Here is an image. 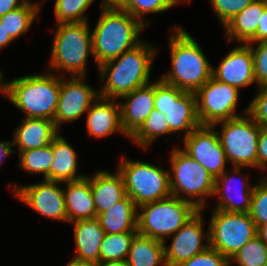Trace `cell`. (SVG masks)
<instances>
[{"instance_id":"1","label":"cell","mask_w":267,"mask_h":266,"mask_svg":"<svg viewBox=\"0 0 267 266\" xmlns=\"http://www.w3.org/2000/svg\"><path fill=\"white\" fill-rule=\"evenodd\" d=\"M156 51L153 47H149V45L141 41L119 57L98 66L101 81L109 73L101 92H98L99 96L111 100L150 84L151 64ZM116 60L117 62H115Z\"/></svg>"},{"instance_id":"2","label":"cell","mask_w":267,"mask_h":266,"mask_svg":"<svg viewBox=\"0 0 267 266\" xmlns=\"http://www.w3.org/2000/svg\"><path fill=\"white\" fill-rule=\"evenodd\" d=\"M92 34V51L100 66L134 48L141 41L138 33L145 25L119 7H102Z\"/></svg>"},{"instance_id":"3","label":"cell","mask_w":267,"mask_h":266,"mask_svg":"<svg viewBox=\"0 0 267 266\" xmlns=\"http://www.w3.org/2000/svg\"><path fill=\"white\" fill-rule=\"evenodd\" d=\"M170 53L172 71L161 78L166 83L195 93L212 77L213 67L202 49L181 27L170 37Z\"/></svg>"},{"instance_id":"4","label":"cell","mask_w":267,"mask_h":266,"mask_svg":"<svg viewBox=\"0 0 267 266\" xmlns=\"http://www.w3.org/2000/svg\"><path fill=\"white\" fill-rule=\"evenodd\" d=\"M61 87L53 73L27 75L5 82L4 94L25 112L26 118H42L54 121Z\"/></svg>"},{"instance_id":"5","label":"cell","mask_w":267,"mask_h":266,"mask_svg":"<svg viewBox=\"0 0 267 266\" xmlns=\"http://www.w3.org/2000/svg\"><path fill=\"white\" fill-rule=\"evenodd\" d=\"M194 201L170 195L139 206L142 211L137 213L138 234L165 243V236L178 232L199 211Z\"/></svg>"},{"instance_id":"6","label":"cell","mask_w":267,"mask_h":266,"mask_svg":"<svg viewBox=\"0 0 267 266\" xmlns=\"http://www.w3.org/2000/svg\"><path fill=\"white\" fill-rule=\"evenodd\" d=\"M57 26L50 68L84 77L88 53L93 54L92 34L87 21L59 23Z\"/></svg>"},{"instance_id":"7","label":"cell","mask_w":267,"mask_h":266,"mask_svg":"<svg viewBox=\"0 0 267 266\" xmlns=\"http://www.w3.org/2000/svg\"><path fill=\"white\" fill-rule=\"evenodd\" d=\"M118 172L123 177L126 195L137 207L172 195L170 172L160 167L122 159Z\"/></svg>"},{"instance_id":"8","label":"cell","mask_w":267,"mask_h":266,"mask_svg":"<svg viewBox=\"0 0 267 266\" xmlns=\"http://www.w3.org/2000/svg\"><path fill=\"white\" fill-rule=\"evenodd\" d=\"M222 121L217 132L220 144L238 174L240 166L258 168V140L260 126L248 115Z\"/></svg>"},{"instance_id":"9","label":"cell","mask_w":267,"mask_h":266,"mask_svg":"<svg viewBox=\"0 0 267 266\" xmlns=\"http://www.w3.org/2000/svg\"><path fill=\"white\" fill-rule=\"evenodd\" d=\"M170 159L173 171L171 173L174 175L169 176L172 195L181 198L179 194L183 192L192 200L197 197L199 200L194 201V205L203 211L206 199L204 196L214 195L215 179L180 148L171 152Z\"/></svg>"},{"instance_id":"10","label":"cell","mask_w":267,"mask_h":266,"mask_svg":"<svg viewBox=\"0 0 267 266\" xmlns=\"http://www.w3.org/2000/svg\"><path fill=\"white\" fill-rule=\"evenodd\" d=\"M154 109L165 114L171 132L185 130V137L201 126L194 92L184 91L162 79L154 82Z\"/></svg>"},{"instance_id":"11","label":"cell","mask_w":267,"mask_h":266,"mask_svg":"<svg viewBox=\"0 0 267 266\" xmlns=\"http://www.w3.org/2000/svg\"><path fill=\"white\" fill-rule=\"evenodd\" d=\"M209 246L230 260L257 235V226L249 213L214 210L209 227Z\"/></svg>"},{"instance_id":"12","label":"cell","mask_w":267,"mask_h":266,"mask_svg":"<svg viewBox=\"0 0 267 266\" xmlns=\"http://www.w3.org/2000/svg\"><path fill=\"white\" fill-rule=\"evenodd\" d=\"M239 89L213 76L195 92L197 116L201 126H213L239 117L234 114Z\"/></svg>"},{"instance_id":"13","label":"cell","mask_w":267,"mask_h":266,"mask_svg":"<svg viewBox=\"0 0 267 266\" xmlns=\"http://www.w3.org/2000/svg\"><path fill=\"white\" fill-rule=\"evenodd\" d=\"M182 149L216 179L225 172L226 155L213 126H200L184 137Z\"/></svg>"},{"instance_id":"14","label":"cell","mask_w":267,"mask_h":266,"mask_svg":"<svg viewBox=\"0 0 267 266\" xmlns=\"http://www.w3.org/2000/svg\"><path fill=\"white\" fill-rule=\"evenodd\" d=\"M44 182L13 189L15 194L32 209L40 214L68 222L65 208V196L59 188L60 182L43 180Z\"/></svg>"},{"instance_id":"15","label":"cell","mask_w":267,"mask_h":266,"mask_svg":"<svg viewBox=\"0 0 267 266\" xmlns=\"http://www.w3.org/2000/svg\"><path fill=\"white\" fill-rule=\"evenodd\" d=\"M82 76H73L69 81H62L58 103L54 116L57 129L62 122H72L88 111L91 104L99 97L96 91L87 86Z\"/></svg>"},{"instance_id":"16","label":"cell","mask_w":267,"mask_h":266,"mask_svg":"<svg viewBox=\"0 0 267 266\" xmlns=\"http://www.w3.org/2000/svg\"><path fill=\"white\" fill-rule=\"evenodd\" d=\"M200 213L201 210L174 234L170 246L164 245L166 266H178L209 247V235L203 236V217ZM204 237H207L205 246L202 244Z\"/></svg>"},{"instance_id":"17","label":"cell","mask_w":267,"mask_h":266,"mask_svg":"<svg viewBox=\"0 0 267 266\" xmlns=\"http://www.w3.org/2000/svg\"><path fill=\"white\" fill-rule=\"evenodd\" d=\"M212 76L223 83L239 89L255 81L251 43L233 48L223 59L217 69L212 70Z\"/></svg>"},{"instance_id":"18","label":"cell","mask_w":267,"mask_h":266,"mask_svg":"<svg viewBox=\"0 0 267 266\" xmlns=\"http://www.w3.org/2000/svg\"><path fill=\"white\" fill-rule=\"evenodd\" d=\"M121 98L128 99L120 104V115L124 134L130 138L154 109V83L137 88Z\"/></svg>"},{"instance_id":"19","label":"cell","mask_w":267,"mask_h":266,"mask_svg":"<svg viewBox=\"0 0 267 266\" xmlns=\"http://www.w3.org/2000/svg\"><path fill=\"white\" fill-rule=\"evenodd\" d=\"M73 223L78 253L72 260L87 264L98 263L100 261V245L105 235L99 220L94 218L78 220Z\"/></svg>"},{"instance_id":"20","label":"cell","mask_w":267,"mask_h":266,"mask_svg":"<svg viewBox=\"0 0 267 266\" xmlns=\"http://www.w3.org/2000/svg\"><path fill=\"white\" fill-rule=\"evenodd\" d=\"M99 96L90 106L87 113V130L94 137H105L120 131L121 127L120 104L114 100Z\"/></svg>"},{"instance_id":"21","label":"cell","mask_w":267,"mask_h":266,"mask_svg":"<svg viewBox=\"0 0 267 266\" xmlns=\"http://www.w3.org/2000/svg\"><path fill=\"white\" fill-rule=\"evenodd\" d=\"M12 145L18 152L45 147L58 135L54 121L42 118H26L14 133Z\"/></svg>"},{"instance_id":"22","label":"cell","mask_w":267,"mask_h":266,"mask_svg":"<svg viewBox=\"0 0 267 266\" xmlns=\"http://www.w3.org/2000/svg\"><path fill=\"white\" fill-rule=\"evenodd\" d=\"M65 196V208L68 221L96 218L90 178L87 176L67 182V188L63 190Z\"/></svg>"},{"instance_id":"23","label":"cell","mask_w":267,"mask_h":266,"mask_svg":"<svg viewBox=\"0 0 267 266\" xmlns=\"http://www.w3.org/2000/svg\"><path fill=\"white\" fill-rule=\"evenodd\" d=\"M90 184L96 218L126 196L124 180L118 170L116 175L108 171L96 172L93 178H90Z\"/></svg>"},{"instance_id":"24","label":"cell","mask_w":267,"mask_h":266,"mask_svg":"<svg viewBox=\"0 0 267 266\" xmlns=\"http://www.w3.org/2000/svg\"><path fill=\"white\" fill-rule=\"evenodd\" d=\"M137 206L126 195L109 210L97 216L105 234L137 232Z\"/></svg>"},{"instance_id":"25","label":"cell","mask_w":267,"mask_h":266,"mask_svg":"<svg viewBox=\"0 0 267 266\" xmlns=\"http://www.w3.org/2000/svg\"><path fill=\"white\" fill-rule=\"evenodd\" d=\"M267 6L260 0H254L243 11L238 13L224 27L228 40L236 38L240 43H255L258 24Z\"/></svg>"},{"instance_id":"26","label":"cell","mask_w":267,"mask_h":266,"mask_svg":"<svg viewBox=\"0 0 267 266\" xmlns=\"http://www.w3.org/2000/svg\"><path fill=\"white\" fill-rule=\"evenodd\" d=\"M53 162L51 164V181L70 182L82 179L86 176L76 175L77 172V156L71 145L59 136V134L51 142Z\"/></svg>"},{"instance_id":"27","label":"cell","mask_w":267,"mask_h":266,"mask_svg":"<svg viewBox=\"0 0 267 266\" xmlns=\"http://www.w3.org/2000/svg\"><path fill=\"white\" fill-rule=\"evenodd\" d=\"M126 261L129 266H166L164 242L137 233Z\"/></svg>"},{"instance_id":"28","label":"cell","mask_w":267,"mask_h":266,"mask_svg":"<svg viewBox=\"0 0 267 266\" xmlns=\"http://www.w3.org/2000/svg\"><path fill=\"white\" fill-rule=\"evenodd\" d=\"M226 172L227 171H225L223 174H221L219 177L215 179L214 195L220 194L219 195L220 202L218 203L215 209L229 213H249L254 186L251 187L250 185L246 184V182L243 183V185L240 188V192H238V196L240 197V199H242V201H240L238 197L232 198V196H230L231 191H229L230 189H232L231 188L232 186H230V184L227 185V183L232 182L233 178L231 179L230 178L231 176L226 175ZM221 182L222 184H220ZM235 192L237 194V191Z\"/></svg>"},{"instance_id":"29","label":"cell","mask_w":267,"mask_h":266,"mask_svg":"<svg viewBox=\"0 0 267 266\" xmlns=\"http://www.w3.org/2000/svg\"><path fill=\"white\" fill-rule=\"evenodd\" d=\"M39 9L38 4L27 1L19 8L0 16V24L12 39H16L30 28Z\"/></svg>"},{"instance_id":"30","label":"cell","mask_w":267,"mask_h":266,"mask_svg":"<svg viewBox=\"0 0 267 266\" xmlns=\"http://www.w3.org/2000/svg\"><path fill=\"white\" fill-rule=\"evenodd\" d=\"M137 233L105 234L100 245V261H126L131 242Z\"/></svg>"},{"instance_id":"31","label":"cell","mask_w":267,"mask_h":266,"mask_svg":"<svg viewBox=\"0 0 267 266\" xmlns=\"http://www.w3.org/2000/svg\"><path fill=\"white\" fill-rule=\"evenodd\" d=\"M172 133L165 114L153 109L141 127L130 137L139 146L146 149L158 136Z\"/></svg>"},{"instance_id":"32","label":"cell","mask_w":267,"mask_h":266,"mask_svg":"<svg viewBox=\"0 0 267 266\" xmlns=\"http://www.w3.org/2000/svg\"><path fill=\"white\" fill-rule=\"evenodd\" d=\"M19 165L30 173H43L44 179L51 181V164L53 160L51 143L45 147L20 152Z\"/></svg>"},{"instance_id":"33","label":"cell","mask_w":267,"mask_h":266,"mask_svg":"<svg viewBox=\"0 0 267 266\" xmlns=\"http://www.w3.org/2000/svg\"><path fill=\"white\" fill-rule=\"evenodd\" d=\"M239 266H263L267 264V245L256 235L247 242L230 260Z\"/></svg>"},{"instance_id":"34","label":"cell","mask_w":267,"mask_h":266,"mask_svg":"<svg viewBox=\"0 0 267 266\" xmlns=\"http://www.w3.org/2000/svg\"><path fill=\"white\" fill-rule=\"evenodd\" d=\"M180 0H125L119 7L120 9L127 11L131 16L141 21L145 26L147 22H143L141 16L145 13H159L167 11L173 7Z\"/></svg>"},{"instance_id":"35","label":"cell","mask_w":267,"mask_h":266,"mask_svg":"<svg viewBox=\"0 0 267 266\" xmlns=\"http://www.w3.org/2000/svg\"><path fill=\"white\" fill-rule=\"evenodd\" d=\"M94 0H56L55 16L59 23L87 21L83 15Z\"/></svg>"},{"instance_id":"36","label":"cell","mask_w":267,"mask_h":266,"mask_svg":"<svg viewBox=\"0 0 267 266\" xmlns=\"http://www.w3.org/2000/svg\"><path fill=\"white\" fill-rule=\"evenodd\" d=\"M249 215L256 226L267 224V178L253 188Z\"/></svg>"},{"instance_id":"37","label":"cell","mask_w":267,"mask_h":266,"mask_svg":"<svg viewBox=\"0 0 267 266\" xmlns=\"http://www.w3.org/2000/svg\"><path fill=\"white\" fill-rule=\"evenodd\" d=\"M254 0H210L221 23L225 26Z\"/></svg>"},{"instance_id":"38","label":"cell","mask_w":267,"mask_h":266,"mask_svg":"<svg viewBox=\"0 0 267 266\" xmlns=\"http://www.w3.org/2000/svg\"><path fill=\"white\" fill-rule=\"evenodd\" d=\"M259 93L248 105L245 112L248 114L259 126L267 127V86H260Z\"/></svg>"},{"instance_id":"39","label":"cell","mask_w":267,"mask_h":266,"mask_svg":"<svg viewBox=\"0 0 267 266\" xmlns=\"http://www.w3.org/2000/svg\"><path fill=\"white\" fill-rule=\"evenodd\" d=\"M255 81L260 86H267V41L259 42L254 49L251 46Z\"/></svg>"},{"instance_id":"40","label":"cell","mask_w":267,"mask_h":266,"mask_svg":"<svg viewBox=\"0 0 267 266\" xmlns=\"http://www.w3.org/2000/svg\"><path fill=\"white\" fill-rule=\"evenodd\" d=\"M229 260L210 246L178 266H229Z\"/></svg>"},{"instance_id":"41","label":"cell","mask_w":267,"mask_h":266,"mask_svg":"<svg viewBox=\"0 0 267 266\" xmlns=\"http://www.w3.org/2000/svg\"><path fill=\"white\" fill-rule=\"evenodd\" d=\"M267 164V127L260 126L258 140V168H265Z\"/></svg>"},{"instance_id":"42","label":"cell","mask_w":267,"mask_h":266,"mask_svg":"<svg viewBox=\"0 0 267 266\" xmlns=\"http://www.w3.org/2000/svg\"><path fill=\"white\" fill-rule=\"evenodd\" d=\"M267 41V7L264 9L256 32V42Z\"/></svg>"},{"instance_id":"43","label":"cell","mask_w":267,"mask_h":266,"mask_svg":"<svg viewBox=\"0 0 267 266\" xmlns=\"http://www.w3.org/2000/svg\"><path fill=\"white\" fill-rule=\"evenodd\" d=\"M26 2L27 0H0V16H3L9 11L19 8Z\"/></svg>"},{"instance_id":"44","label":"cell","mask_w":267,"mask_h":266,"mask_svg":"<svg viewBox=\"0 0 267 266\" xmlns=\"http://www.w3.org/2000/svg\"><path fill=\"white\" fill-rule=\"evenodd\" d=\"M12 144L10 142H0V164H2L3 158L7 157L10 153H15L11 150Z\"/></svg>"},{"instance_id":"45","label":"cell","mask_w":267,"mask_h":266,"mask_svg":"<svg viewBox=\"0 0 267 266\" xmlns=\"http://www.w3.org/2000/svg\"><path fill=\"white\" fill-rule=\"evenodd\" d=\"M13 39L9 36V34L4 29V26L0 24V49L6 45H8Z\"/></svg>"},{"instance_id":"46","label":"cell","mask_w":267,"mask_h":266,"mask_svg":"<svg viewBox=\"0 0 267 266\" xmlns=\"http://www.w3.org/2000/svg\"><path fill=\"white\" fill-rule=\"evenodd\" d=\"M94 266H129L127 261H99Z\"/></svg>"},{"instance_id":"47","label":"cell","mask_w":267,"mask_h":266,"mask_svg":"<svg viewBox=\"0 0 267 266\" xmlns=\"http://www.w3.org/2000/svg\"><path fill=\"white\" fill-rule=\"evenodd\" d=\"M257 236L267 245V224L257 226Z\"/></svg>"},{"instance_id":"48","label":"cell","mask_w":267,"mask_h":266,"mask_svg":"<svg viewBox=\"0 0 267 266\" xmlns=\"http://www.w3.org/2000/svg\"><path fill=\"white\" fill-rule=\"evenodd\" d=\"M125 0H103V7H120Z\"/></svg>"},{"instance_id":"49","label":"cell","mask_w":267,"mask_h":266,"mask_svg":"<svg viewBox=\"0 0 267 266\" xmlns=\"http://www.w3.org/2000/svg\"><path fill=\"white\" fill-rule=\"evenodd\" d=\"M67 266H94V264L79 263L75 261H70Z\"/></svg>"},{"instance_id":"50","label":"cell","mask_w":267,"mask_h":266,"mask_svg":"<svg viewBox=\"0 0 267 266\" xmlns=\"http://www.w3.org/2000/svg\"><path fill=\"white\" fill-rule=\"evenodd\" d=\"M1 81H2V74L0 72V90L4 93L5 83Z\"/></svg>"},{"instance_id":"51","label":"cell","mask_w":267,"mask_h":266,"mask_svg":"<svg viewBox=\"0 0 267 266\" xmlns=\"http://www.w3.org/2000/svg\"><path fill=\"white\" fill-rule=\"evenodd\" d=\"M260 1L267 6V0H260Z\"/></svg>"}]
</instances>
